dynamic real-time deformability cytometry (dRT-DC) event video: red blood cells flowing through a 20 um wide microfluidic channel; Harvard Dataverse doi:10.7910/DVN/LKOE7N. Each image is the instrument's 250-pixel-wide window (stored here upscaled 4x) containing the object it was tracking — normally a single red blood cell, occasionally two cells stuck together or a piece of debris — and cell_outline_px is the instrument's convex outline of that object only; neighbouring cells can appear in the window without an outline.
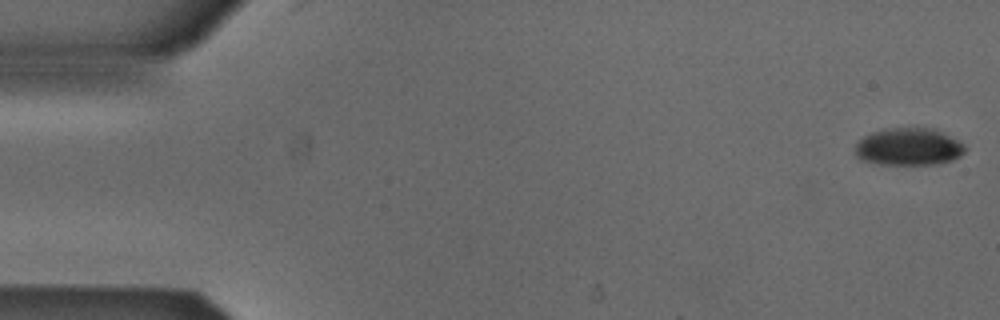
{"species": "Egyptian fruit bat (a non-hibernating species)", "species_latin": "Rousettus aegyptiacus", "temperature_condition": "cold", "stored_images_in_passage": 53, "camera_frame_rate_fps": 3000, "um_per_image_px": 0.085, "animal": {"sex": "male"}, "frame": {"image": 1, "passage_image": 1, "time_ms": 0.0, "image_size_px": [1000, 320], "cell_outline_px": [[964, 152], [960, 156], [952, 160], [932, 164], [880, 164], [864, 160], [856, 156], [856, 144], [864, 136], [872, 132], [884, 128], [932, 128], [964, 144]], "centroid_in_image_um": [77.21, 12.47], "position_along_channel_um": 7.8, "area_um2": 23.52}}
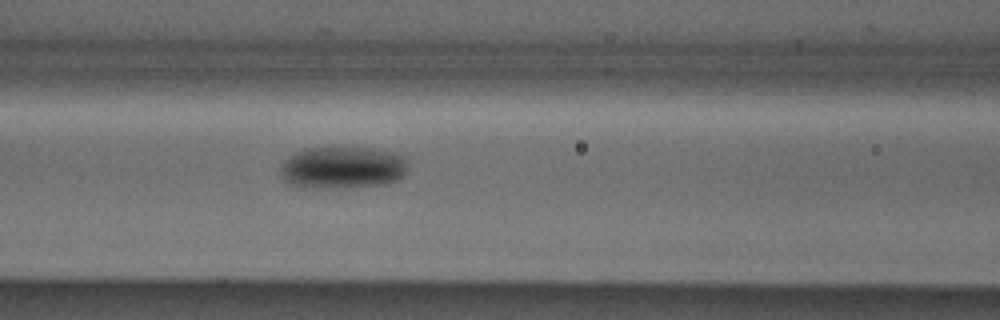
{"frame": {"image": 2, "passage_image": 22, "time_ms": 7.0, "image_size_px": [1000, 320], "cell_outline_px": [[408, 172], [400, 180], [388, 184], [324, 188], [312, 188], [288, 184], [280, 176], [280, 168], [284, 160], [288, 156], [296, 152], [308, 148], [372, 148], [408, 156]], "centroid_in_image_um": [29.17, 14.25], "position_along_channel_um": 137.4, "area_um2": 31.73}}
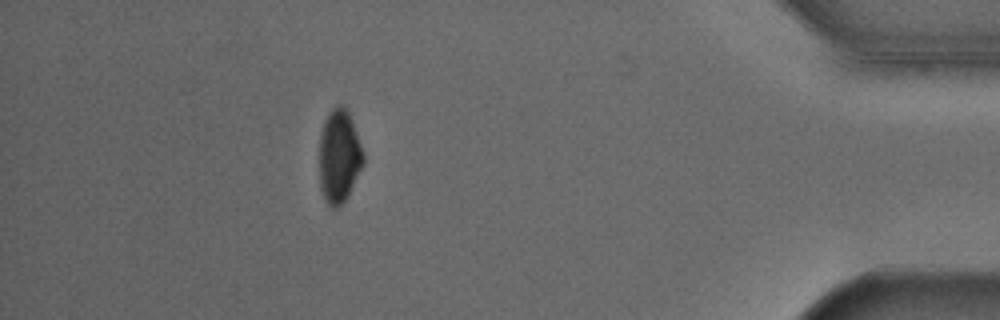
{"frame": {"image": 3, "passage_image": 47, "time_ms": 15.333, "image_size_px": [1000, 320], "cell_outline_px": [[364, 164], [348, 196], [336, 208], [332, 208], [328, 204], [320, 188], [320, 136], [324, 120], [328, 112], [336, 104], [344, 104], [348, 108], [364, 152]], "centroid_in_image_um": [28.84, 13.22], "position_along_channel_um": 406.4, "area_um2": 24.22}, "authors_computed_cell_mechanics": {"area_um2": 27.2238, "velocity_mm_per_s": 3.8785, "shape_relaxation_time_tau1_ms": 2.295, "shape_relaxation_time_tau2_ms": null, "deformation_change_tau1": 0.1038, "deformation_change_tau2": null}}